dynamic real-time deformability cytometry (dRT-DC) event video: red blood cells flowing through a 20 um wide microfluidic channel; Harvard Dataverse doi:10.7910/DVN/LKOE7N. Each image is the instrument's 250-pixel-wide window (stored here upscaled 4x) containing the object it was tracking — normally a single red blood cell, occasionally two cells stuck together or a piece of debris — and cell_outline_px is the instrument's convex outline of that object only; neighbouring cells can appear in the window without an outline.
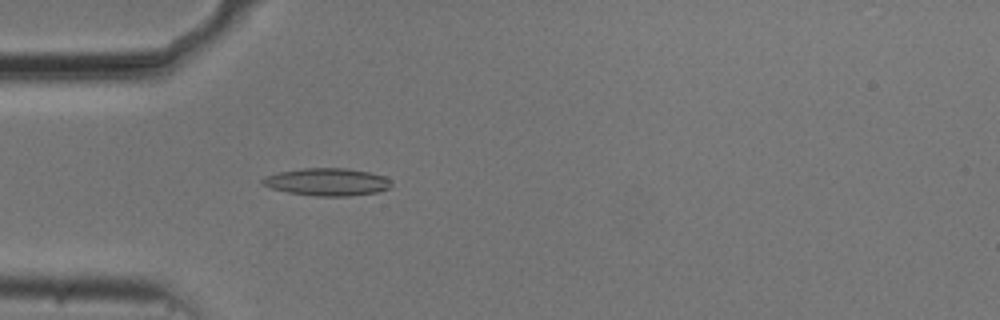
{"species": "common noctule bat (a hibernating species)", "species_latin": "Nyctalus noctula", "temperature_condition": "cold", "stored_images_in_passage": 44, "camera_frame_rate_fps": 3000, "um_per_image_px": 0.085, "animal": {"sex": "male", "body_mass_g": 20.5, "forearm_length_mm": 52.5}, "frame": {"image": 1, "passage_image": 6, "time_ms": 1.667, "image_size_px": [1000, 320], "cell_outline_px": [[392, 184], [388, 188], [376, 192], [348, 196], [316, 196], [288, 192], [272, 188], [260, 184], [260, 180], [264, 176], [280, 172], [300, 168], [348, 168], [368, 172], [384, 176], [392, 180]], "centroid_in_image_um": [27.79, 15.46], "position_along_channel_um": 57.2, "area_um2": 20.69}}
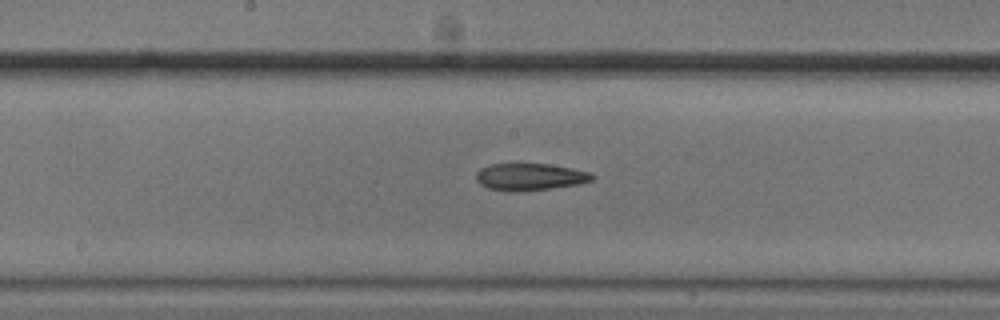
{"frame": {"image": 2, "passage_image": 18, "time_ms": 5.667, "image_size_px": [1000, 320], "cell_outline_px": [[596, 176], [592, 180], [580, 184], [516, 192], [508, 192], [488, 188], [480, 184], [476, 180], [476, 172], [480, 168], [488, 164], [548, 164], [572, 168], [592, 172]], "centroid_in_image_um": [45.04, 15.03], "position_along_channel_um": 203.2, "area_um2": 18.44}}
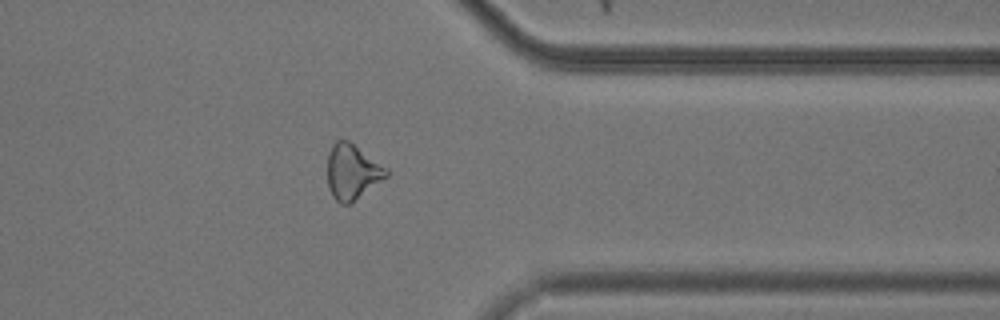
{"frame": {"image": 3, "passage_image": 33, "time_ms": 10.667, "image_size_px": [1000, 320], "cell_outline_px": [[388, 176], [352, 204], [340, 204], [332, 196], [328, 188], [328, 152], [332, 144], [336, 140], [348, 140], [388, 168]], "centroid_in_image_um": [29.94, 14.63], "position_along_channel_um": 381.5, "area_um2": 19.19}, "authors_computed_cell_mechanics": {"area_um2": 18.9295, "velocity_mm_per_s": 3.743, "shape_relaxation_time_tau1_ms": null, "shape_relaxation_time_tau2_ms": 9.3286, "deformation_change_tau1": null, "deformation_change_tau2": 0.2252}}